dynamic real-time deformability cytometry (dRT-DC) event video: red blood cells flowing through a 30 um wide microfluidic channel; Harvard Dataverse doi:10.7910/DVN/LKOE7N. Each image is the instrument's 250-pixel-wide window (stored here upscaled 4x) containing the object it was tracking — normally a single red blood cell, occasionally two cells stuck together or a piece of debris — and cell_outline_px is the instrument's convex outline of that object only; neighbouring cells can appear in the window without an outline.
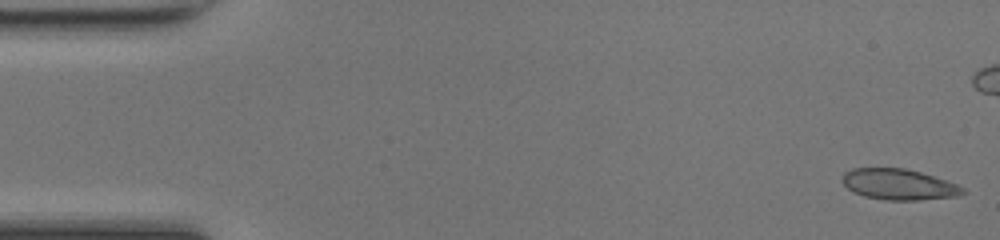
{"species": "common noctule bat (a hibernating species)", "species_latin": "Nyctalus noctula", "temperature_condition": "room temperature", "stored_images_in_passage": 49, "camera_frame_rate_fps": 3000, "um_per_image_px": 0.085, "animal": {"sex": "female", "body_mass_g": 17.0, "forearm_length_mm": 48.0}, "frame": {"image": 1, "passage_image": 1, "time_ms": 0.0, "image_size_px": [1000, 240], "cell_outline_px": [[968, 192], [956, 196], [920, 200], [884, 200], [864, 196], [852, 192], [840, 180], [844, 172], [852, 168], [904, 168], [920, 172], [956, 184], [964, 188]], "centroid_in_image_um": [76.36, 15.68], "position_along_channel_um": 8.6, "area_um2": 21.68}}
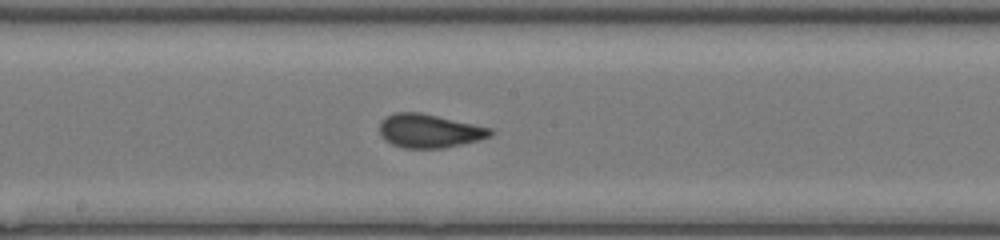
{"frame": {"image": 2, "passage_image": 25, "time_ms": 8.0, "image_size_px": [1000, 240], "cell_outline_px": [[496, 132], [492, 136], [480, 140], [444, 148], [404, 148], [392, 144], [384, 140], [380, 136], [380, 120], [384, 116], [396, 112], [420, 112], [492, 128]], "centroid_in_image_um": [36.49, 11.13], "position_along_channel_um": 211.7, "area_um2": 22.02}}
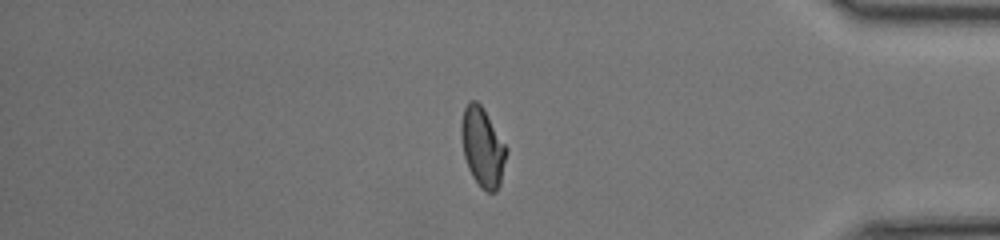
{"frame": {"image": 3, "passage_image": 40, "time_ms": 13.0, "image_size_px": [1000, 240], "cell_outline_px": [[508, 152], [500, 184], [496, 192], [488, 192], [480, 188], [472, 176], [468, 168], [464, 156], [460, 136], [460, 124], [464, 108], [472, 100], [476, 100], [480, 104], [508, 148]], "centroid_in_image_um": [41.01, 12.54], "position_along_channel_um": 394.2, "area_um2": 20.92}, "authors_computed_cell_mechanics": {"area_um2": 21.3282, "velocity_mm_per_s": 4.2917, "shape_relaxation_time_tau1_ms": 5.1506, "shape_relaxation_time_tau2_ms": null, "deformation_change_tau1": 0.1616, "deformation_change_tau2": null}}